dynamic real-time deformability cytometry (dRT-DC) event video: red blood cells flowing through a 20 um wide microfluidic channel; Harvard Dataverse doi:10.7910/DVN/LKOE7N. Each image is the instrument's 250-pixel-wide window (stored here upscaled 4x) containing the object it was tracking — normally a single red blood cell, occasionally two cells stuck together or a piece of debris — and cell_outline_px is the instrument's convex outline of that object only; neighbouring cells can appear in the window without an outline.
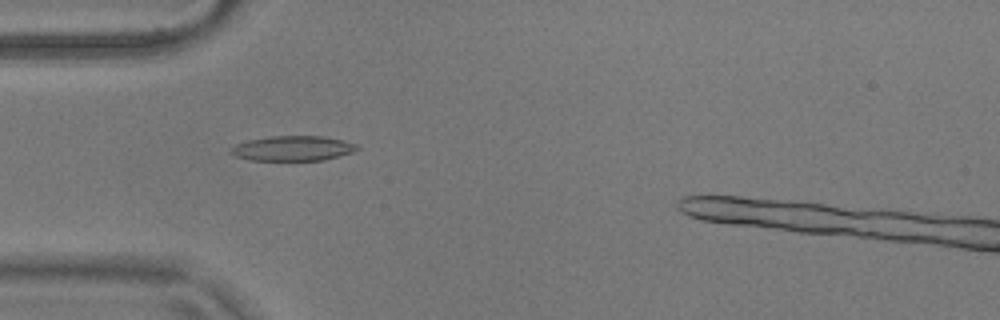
{"species": "common noctule bat (a hibernating species)", "species_latin": "Nyctalus noctula", "temperature_condition": "warm", "stored_images_in_passage": 33, "camera_frame_rate_fps": 3000, "um_per_image_px": 0.085, "animal": {"sex": "male", "body_mass_g": 17.9}, "frame": {"image": 1, "passage_image": 2, "time_ms": 0.333, "image_size_px": [1000, 320], "cell_outline_px": [[360, 148], [352, 152], [324, 160], [252, 160], [236, 156], [228, 152], [236, 144], [248, 140], [268, 136], [324, 136], [344, 140], [356, 144]], "centroid_in_image_um": [24.9, 12.6], "position_along_channel_um": 60.1, "area_um2": 18.32}}
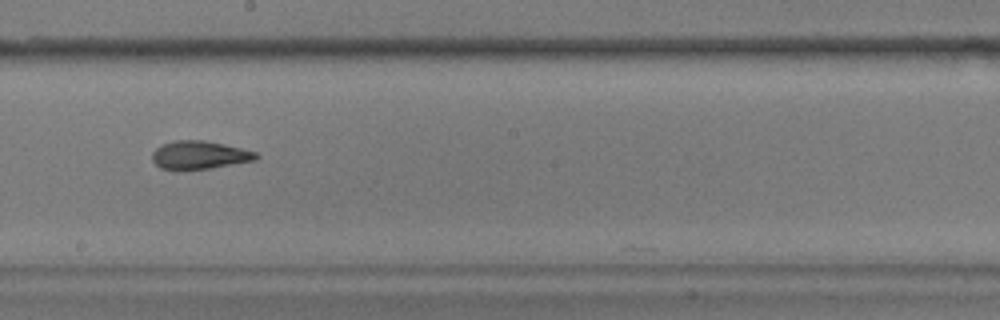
{"frame": {"image": 2, "passage_image": 16, "time_ms": 5.0, "image_size_px": [1000, 320], "cell_outline_px": [[260, 156], [256, 160], [208, 168], [180, 172], [160, 168], [152, 160], [152, 152], [160, 144], [172, 140], [204, 140], [224, 144], [256, 152]], "centroid_in_image_um": [16.89, 13.19], "position_along_channel_um": 231.3, "area_um2": 17.46}}
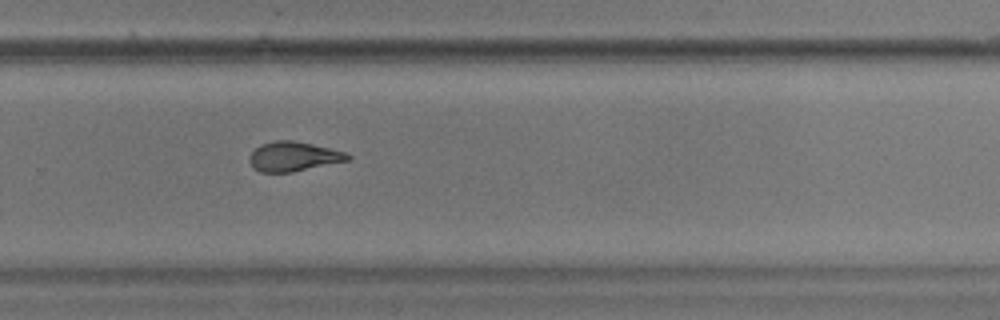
{"frame": {"image": 3, "passage_image": 22, "time_ms": 7.0, "image_size_px": [1000, 320], "cell_outline_px": [[352, 156], [348, 160], [292, 172], [260, 172], [252, 168], [248, 160], [252, 152], [260, 144], [276, 140], [292, 140], [312, 144], [348, 152]], "centroid_in_image_um": [24.93, 13.3], "position_along_channel_um": 304.9, "area_um2": 16.94}, "authors_computed_cell_mechanics": {"area_um2": 17.3978, "velocity_mm_per_s": 3.6866, "shape_relaxation_time_tau1_ms": 6.4472, "shape_relaxation_time_tau2_ms": 2.543, "deformation_change_tau1": 0.1887, "deformation_change_tau2": 0.0909}}